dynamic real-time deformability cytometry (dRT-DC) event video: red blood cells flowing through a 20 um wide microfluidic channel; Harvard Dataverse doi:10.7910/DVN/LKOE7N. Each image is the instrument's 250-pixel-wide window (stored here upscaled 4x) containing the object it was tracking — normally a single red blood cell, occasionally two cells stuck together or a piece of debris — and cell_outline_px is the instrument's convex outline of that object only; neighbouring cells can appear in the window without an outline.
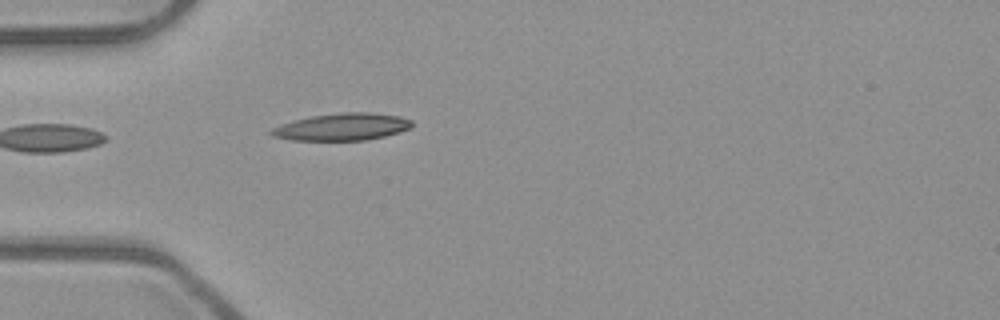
{"species": "common noctule bat (a hibernating species)", "species_latin": "Nyctalus noctula", "temperature_condition": "room temperature", "stored_images_in_passage": 5, "camera_frame_rate_fps": 3000, "um_per_image_px": 0.085, "animal": {"sex": "male", "body_mass_g": 23.1, "forearm_length_mm": 52.7}, "frame": {"image": 1, "passage_image": 5, "time_ms": 1.333, "image_size_px": [1000, 320], "cell_outline_px": [[412, 124], [408, 128], [400, 132], [384, 136], [364, 140], [292, 140], [272, 136], [268, 132], [272, 128], [280, 124], [312, 116], [340, 112], [368, 112], [400, 116], [412, 120]], "centroid_in_image_um": [29.06, 10.78], "position_along_channel_um": 55.9, "area_um2": 22.14}}